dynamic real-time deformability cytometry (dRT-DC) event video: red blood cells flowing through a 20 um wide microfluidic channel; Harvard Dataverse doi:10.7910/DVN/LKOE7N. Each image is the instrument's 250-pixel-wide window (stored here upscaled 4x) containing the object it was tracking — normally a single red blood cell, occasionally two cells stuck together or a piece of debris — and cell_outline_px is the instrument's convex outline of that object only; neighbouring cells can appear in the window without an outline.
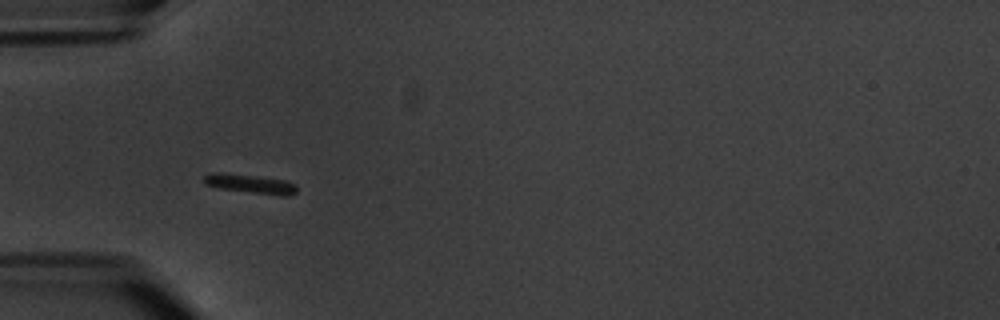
{"species": "common noctule bat (a hibernating species)", "species_latin": "Nyctalus noctula", "temperature_condition": "warm", "stored_images_in_passage": 5, "camera_frame_rate_fps": 3000, "um_per_image_px": 0.085, "animal": {"sex": "male", "body_mass_g": 20.1, "forearm_length_mm": 53.5}, "frame": {"image": 1, "passage_image": 4, "time_ms": 4.333, "image_size_px": [1000, 320], "cell_outline_px": [[296, 192], [288, 196], [280, 196], [220, 188], [204, 184], [204, 176], [216, 172], [224, 172], [256, 176], [284, 180], [296, 184]], "centroid_in_image_um": [21.29, 15.62], "position_along_channel_um": 63.7, "area_um2": 10.23}}